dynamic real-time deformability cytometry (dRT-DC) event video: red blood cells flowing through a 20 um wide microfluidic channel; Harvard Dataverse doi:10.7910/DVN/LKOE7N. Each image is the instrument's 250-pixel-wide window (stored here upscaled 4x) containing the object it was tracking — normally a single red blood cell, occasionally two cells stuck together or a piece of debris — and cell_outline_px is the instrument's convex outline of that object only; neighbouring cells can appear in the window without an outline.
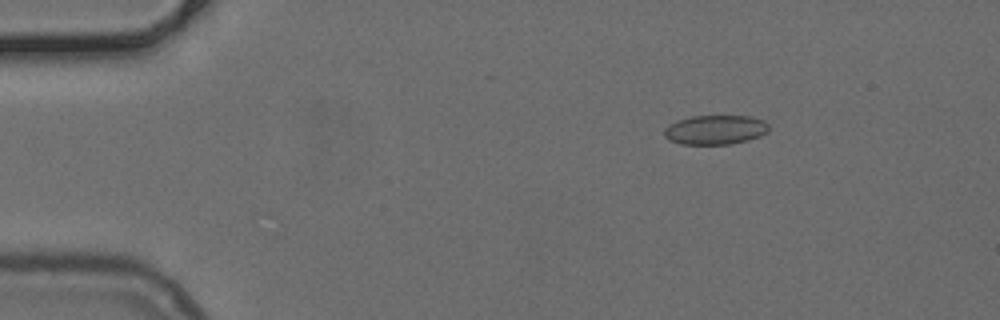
{"species": "common noctule bat (a hibernating species)", "species_latin": "Nyctalus noctula", "temperature_condition": "cold", "stored_images_in_passage": 51, "camera_frame_rate_fps": 3000, "um_per_image_px": 0.085, "animal": {"sex": "female", "body_mass_g": 24.6, "forearm_length_mm": 56.2}, "frame": {"image": 1, "passage_image": 8, "time_ms": 2.333, "image_size_px": [1000, 320], "cell_outline_px": [[768, 132], [760, 136], [748, 140], [732, 144], [680, 144], [668, 140], [664, 136], [664, 128], [676, 120], [692, 116], [752, 116], [764, 120], [768, 124]], "centroid_in_image_um": [60.8, 11.03], "position_along_channel_um": 24.2, "area_um2": 18.09}}
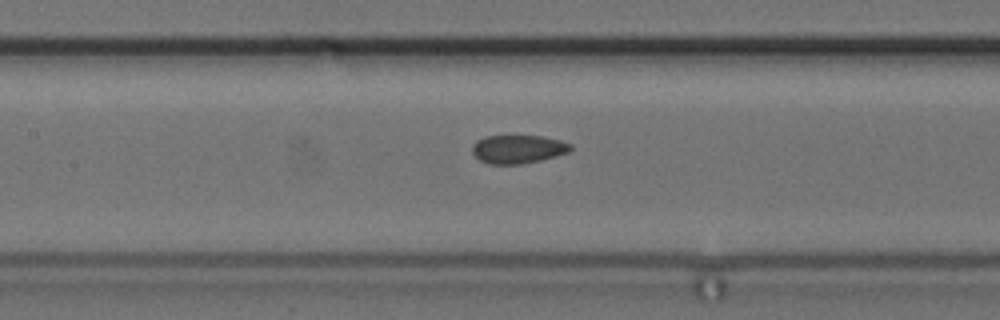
{"frame": {"image": 2, "passage_image": 24, "time_ms": 7.667, "image_size_px": [1000, 320], "cell_outline_px": [[572, 148], [568, 152], [556, 156], [524, 164], [488, 164], [480, 160], [472, 152], [472, 144], [476, 140], [484, 136], [544, 136], [560, 140], [572, 144]], "centroid_in_image_um": [44.02, 12.67], "position_along_channel_um": 163.4, "area_um2": 16.42}}
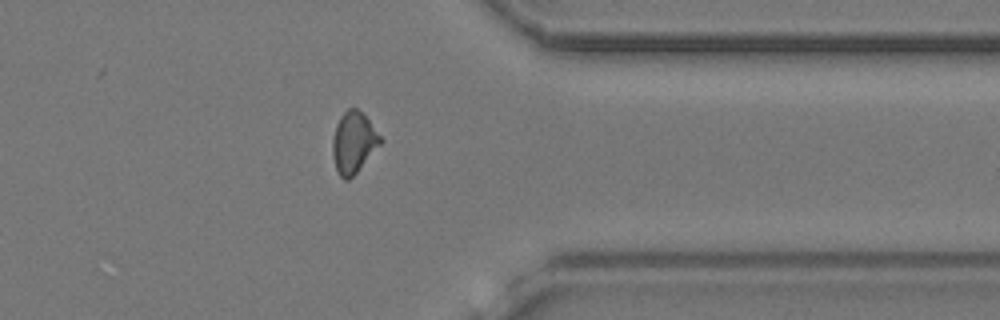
{"frame": {"image": 3, "passage_image": 41, "time_ms": 13.333, "image_size_px": [1000, 320], "cell_outline_px": [[384, 140], [356, 172], [348, 180], [344, 180], [340, 176], [336, 168], [332, 156], [332, 140], [336, 124], [340, 116], [348, 108], [356, 108], [368, 120]], "centroid_in_image_um": [30.03, 12.11], "position_along_channel_um": 381.4, "area_um2": 16.82}}